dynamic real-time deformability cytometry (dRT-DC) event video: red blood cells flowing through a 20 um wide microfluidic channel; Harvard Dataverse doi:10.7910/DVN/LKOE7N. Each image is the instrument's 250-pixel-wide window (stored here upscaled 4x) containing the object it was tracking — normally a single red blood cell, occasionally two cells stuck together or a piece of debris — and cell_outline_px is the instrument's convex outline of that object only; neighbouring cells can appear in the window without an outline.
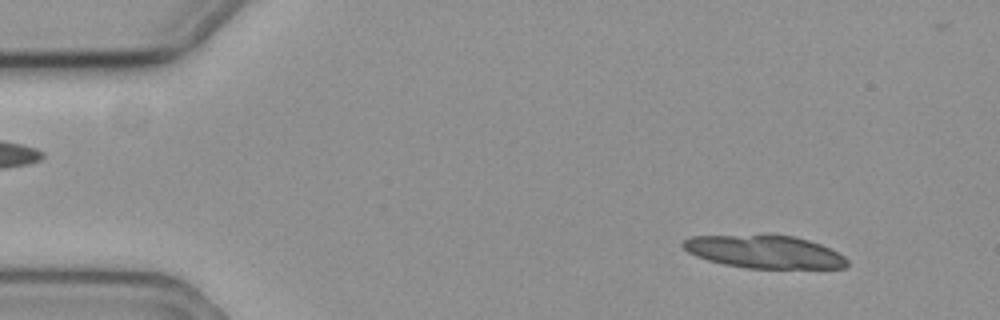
{"species": "common noctule bat (a hibernating species)", "species_latin": "Nyctalus noctula", "temperature_condition": "cold", "stored_images_in_passage": 12, "camera_frame_rate_fps": 3000, "um_per_image_px": 0.085, "animal": {"sex": "female", "body_mass_g": 19.3, "forearm_length_mm": 54.1}, "frame": {"image": 1, "passage_image": 2, "time_ms": 0.333, "image_size_px": [1000, 320], "cell_outline_px": [[848, 264], [844, 268], [748, 268], [724, 264], [708, 260], [696, 256], [688, 252], [680, 244], [680, 240], [692, 236], [764, 232], [768, 232], [796, 236], [820, 244], [844, 256], [848, 260]], "centroid_in_image_um": [64.9, 21.34], "position_along_channel_um": 20.1, "area_um2": 32.54}}